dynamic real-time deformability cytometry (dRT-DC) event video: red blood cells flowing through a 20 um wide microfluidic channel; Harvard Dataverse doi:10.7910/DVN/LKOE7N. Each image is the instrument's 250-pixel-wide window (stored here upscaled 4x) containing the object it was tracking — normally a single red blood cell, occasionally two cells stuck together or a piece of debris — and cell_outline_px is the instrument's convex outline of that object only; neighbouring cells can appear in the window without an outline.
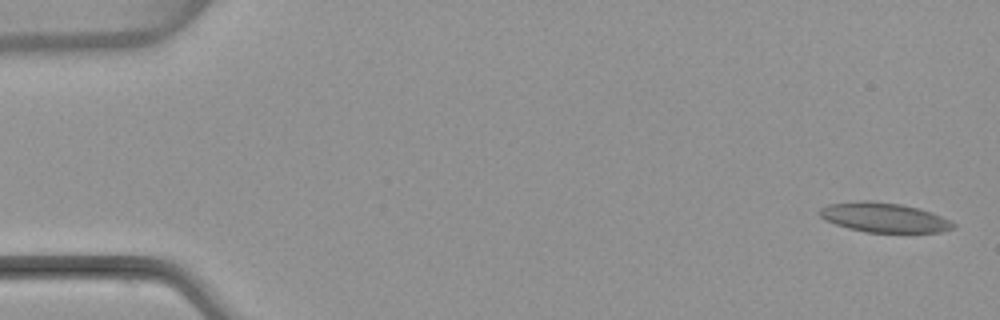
{"species": "common noctule bat (a hibernating species)", "species_latin": "Nyctalus noctula", "temperature_condition": "warm", "stored_images_in_passage": 4, "camera_frame_rate_fps": 3000, "um_per_image_px": 0.085, "animal": {"sex": "female", "body_mass_g": 22.7, "forearm_length_mm": 54.2}, "frame": {"image": 1, "passage_image": 1, "time_ms": 0.0, "image_size_px": [1000, 320], "cell_outline_px": [[956, 228], [940, 232], [868, 232], [848, 228], [824, 220], [820, 216], [820, 208], [828, 204], [864, 200], [872, 200], [900, 204], [916, 208], [940, 216], [956, 224]], "centroid_in_image_um": [75.12, 18.48], "position_along_channel_um": 9.9, "area_um2": 22.77}}
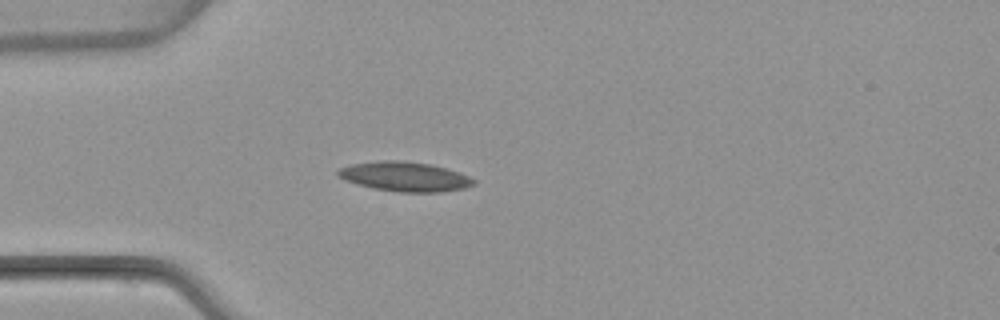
{"frame": {"image": 2, "passage_image": 4, "time_ms": 4.333, "image_size_px": [1000, 320], "cell_outline_px": [[476, 184], [464, 188], [440, 192], [396, 192], [372, 188], [356, 184], [344, 180], [336, 176], [336, 172], [340, 168], [352, 164], [380, 160], [404, 160], [432, 164], [460, 172], [476, 180]], "centroid_in_image_um": [34.4, 15.01], "position_along_channel_um": 50.6, "area_um2": 23.7}}